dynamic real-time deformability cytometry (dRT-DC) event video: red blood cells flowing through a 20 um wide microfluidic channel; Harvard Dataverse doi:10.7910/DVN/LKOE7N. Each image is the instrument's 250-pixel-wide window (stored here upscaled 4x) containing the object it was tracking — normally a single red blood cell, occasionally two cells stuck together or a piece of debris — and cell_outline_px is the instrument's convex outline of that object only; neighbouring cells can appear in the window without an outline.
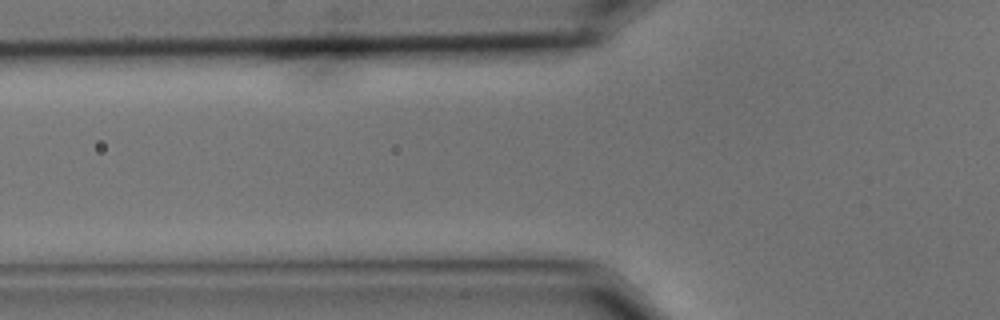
{"species": "common noctule bat (a hibernating species)", "species_latin": "Nyctalus noctula", "temperature_condition": "cold", "stored_images_in_passage": 4, "camera_frame_rate_fps": 3000, "um_per_image_px": 0.085, "animal": {"sex": "male", "body_mass_g": 15.6}, "frame": {"image": 1, "passage_image": 3, "time_ms": 0.667, "image_size_px": [1000, 320], "cell_outline_px": [[528, 100], [516, 108], [384, 112], [368, 112], [360, 108], [368, 100], [376, 96], [480, 92], [520, 92]], "centroid_in_image_um": [37.8, 8.66], "position_along_channel_um": 88.0, "area_um2": 18.79}}